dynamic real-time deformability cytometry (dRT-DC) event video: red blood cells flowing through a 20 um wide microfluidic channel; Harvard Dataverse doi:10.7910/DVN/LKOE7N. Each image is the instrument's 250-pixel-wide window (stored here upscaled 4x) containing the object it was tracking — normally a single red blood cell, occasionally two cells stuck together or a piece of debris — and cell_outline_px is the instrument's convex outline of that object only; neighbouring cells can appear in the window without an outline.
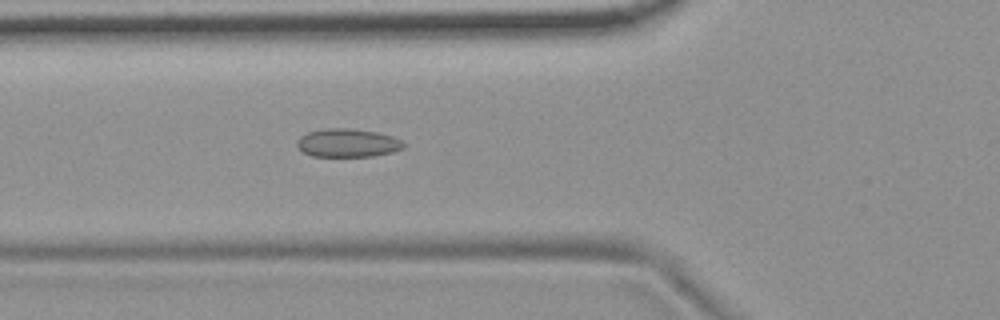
{"species": "common noctule bat (a hibernating species)", "species_latin": "Nyctalus noctula", "temperature_condition": "room temperature", "stored_images_in_passage": 54, "camera_frame_rate_fps": 3000, "um_per_image_px": 0.085, "animal": {"sex": "female", "body_mass_g": 19.9}, "frame": {"image": 1, "passage_image": 19, "time_ms": 6.0, "image_size_px": [1000, 320], "cell_outline_px": [[404, 148], [392, 152], [372, 156], [312, 156], [304, 152], [296, 144], [296, 140], [300, 136], [308, 132], [324, 128], [348, 128], [376, 132], [392, 136], [400, 140], [404, 144]], "centroid_in_image_um": [29.53, 12.14], "position_along_channel_um": 96.3, "area_um2": 17.51}}
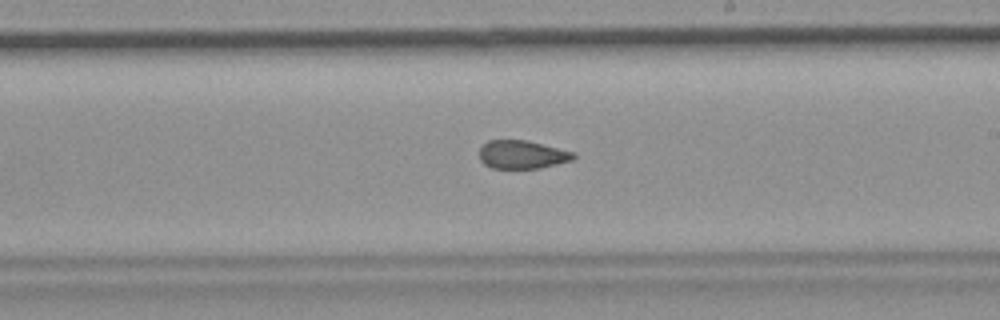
{"frame": {"image": 2, "passage_image": 31, "time_ms": 10.0, "image_size_px": [1000, 320], "cell_outline_px": [[576, 156], [572, 160], [540, 168], [492, 168], [484, 164], [480, 160], [480, 148], [488, 140], [528, 140], [576, 152]], "centroid_in_image_um": [44.4, 13.13], "position_along_channel_um": 244.6, "area_um2": 15.61}}
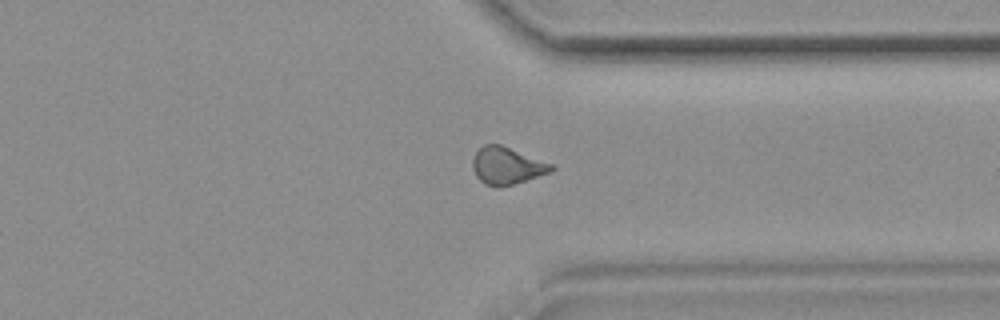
{"frame": {"image": 3, "passage_image": 41, "time_ms": 13.333, "image_size_px": [1000, 320], "cell_outline_px": [[556, 168], [552, 172], [512, 184], [484, 184], [476, 176], [472, 168], [472, 156], [484, 144], [500, 144], [556, 164]], "centroid_in_image_um": [43.13, 14.04], "position_along_channel_um": 368.3, "area_um2": 16.99}, "authors_computed_cell_mechanics": {"area_um2": 17.0221, "velocity_mm_per_s": 3.7134, "shape_relaxation_time_tau1_ms": null, "shape_relaxation_time_tau2_ms": 1.4952, "deformation_change_tau1": null, "deformation_change_tau2": 0.0591}}